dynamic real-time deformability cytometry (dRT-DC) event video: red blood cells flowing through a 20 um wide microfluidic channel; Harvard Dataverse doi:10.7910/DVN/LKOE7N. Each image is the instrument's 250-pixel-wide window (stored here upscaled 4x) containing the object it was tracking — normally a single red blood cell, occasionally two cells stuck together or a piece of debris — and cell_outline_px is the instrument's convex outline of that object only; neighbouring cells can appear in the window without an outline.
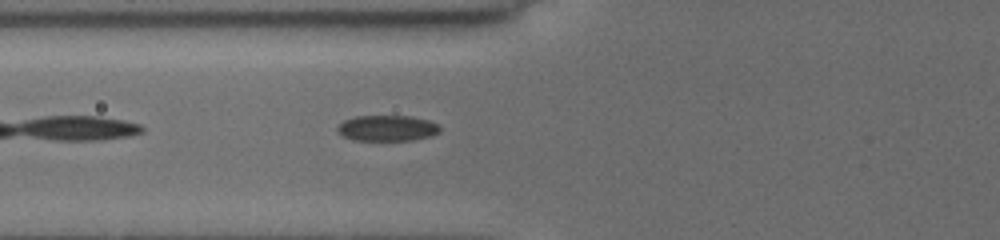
{"species": "common noctule bat (a hibernating species)", "species_latin": "Nyctalus noctula", "temperature_condition": "cold", "stored_images_in_passage": 16, "camera_frame_rate_fps": 3000, "um_per_image_px": 0.085, "animal": {"sex": "female", "body_mass_g": 19.5, "forearm_length_mm": 54.1}, "frame": {"image": 1, "passage_image": 3, "time_ms": 1.0, "image_size_px": [1000, 240], "cell_outline_px": [[440, 132], [432, 136], [416, 140], [352, 140], [336, 132], [336, 128], [344, 120], [356, 116], [408, 116], [428, 120], [436, 124], [440, 128]], "centroid_in_image_um": [32.9, 10.9], "position_along_channel_um": 92.9, "area_um2": 15.43}}
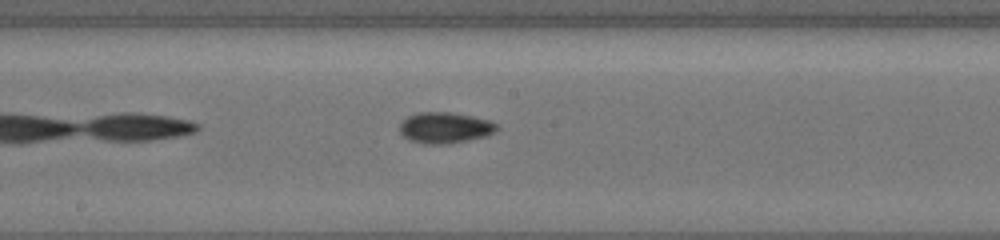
{"frame": {"image": 2, "passage_image": 10, "time_ms": 4.0, "image_size_px": [1000, 240], "cell_outline_px": [[500, 128], [496, 132], [488, 136], [448, 144], [424, 144], [408, 140], [400, 132], [400, 124], [408, 116], [416, 112], [452, 112], [472, 116], [488, 120], [496, 124]], "centroid_in_image_um": [37.84, 10.86], "position_along_channel_um": 210.4, "area_um2": 17.74}}
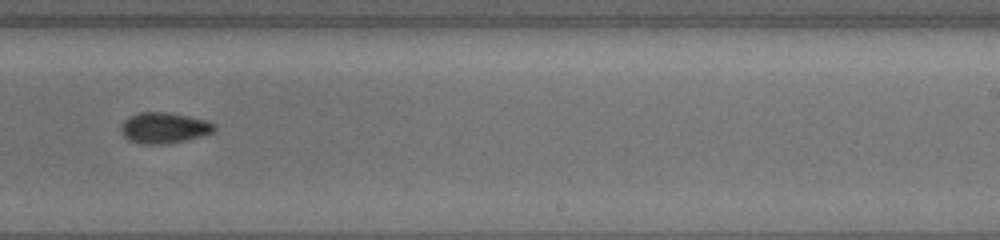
{"frame": {"image": 3, "passage_image": 14, "time_ms": 5.667, "image_size_px": [1000, 240], "cell_outline_px": [[216, 128], [212, 132], [204, 136], [164, 144], [140, 144], [128, 140], [124, 136], [120, 128], [124, 120], [140, 112], [168, 112], [204, 120], [216, 124]], "centroid_in_image_um": [13.94, 10.88], "position_along_channel_um": 275.1, "area_um2": 16.65}}